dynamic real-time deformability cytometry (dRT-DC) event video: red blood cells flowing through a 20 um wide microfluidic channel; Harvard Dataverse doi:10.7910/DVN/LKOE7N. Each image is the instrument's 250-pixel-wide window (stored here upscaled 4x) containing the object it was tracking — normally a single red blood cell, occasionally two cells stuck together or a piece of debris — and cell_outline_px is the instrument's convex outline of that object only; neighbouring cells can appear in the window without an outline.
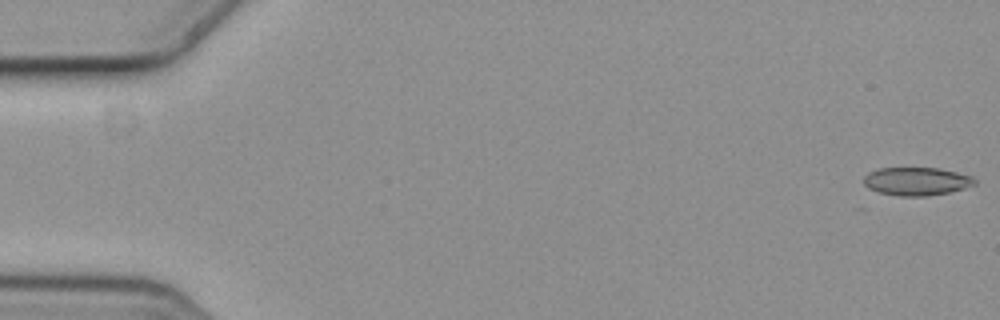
{"species": "common noctule bat (a hibernating species)", "species_latin": "Nyctalus noctula", "temperature_condition": "cold", "stored_images_in_passage": 7, "camera_frame_rate_fps": 3000, "um_per_image_px": 0.085, "animal": {"sex": "female", "body_mass_g": 19.3, "forearm_length_mm": 54.1}, "frame": {"image": 1, "passage_image": 1, "time_ms": 0.0, "image_size_px": [1000, 320], "cell_outline_px": [[976, 184], [964, 188], [948, 192], [924, 196], [900, 196], [880, 192], [868, 188], [864, 184], [864, 176], [868, 172], [880, 168], [936, 168], [956, 172], [972, 176], [976, 180]], "centroid_in_image_um": [77.9, 15.41], "position_along_channel_um": 7.1, "area_um2": 18.03}}
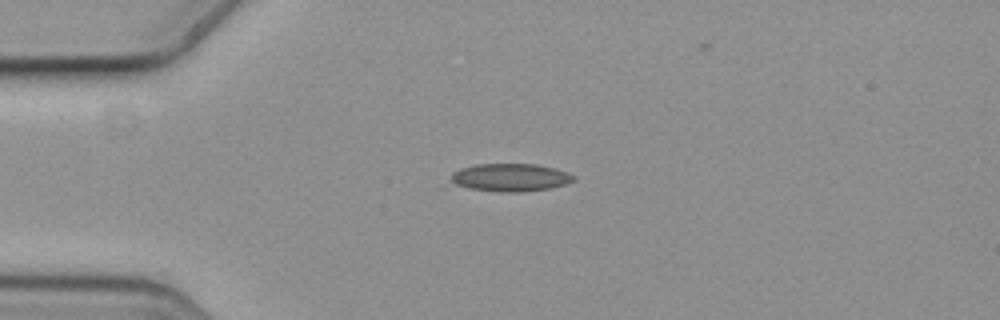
{"frame": {"image": 2, "passage_image": 5, "time_ms": 1.333, "image_size_px": [1000, 320], "cell_outline_px": [[576, 180], [564, 184], [548, 188], [524, 192], [500, 192], [472, 188], [456, 184], [452, 180], [452, 172], [460, 168], [476, 164], [536, 164], [556, 168], [576, 176]], "centroid_in_image_um": [43.42, 15.07], "position_along_channel_um": 41.6, "area_um2": 19.77}}
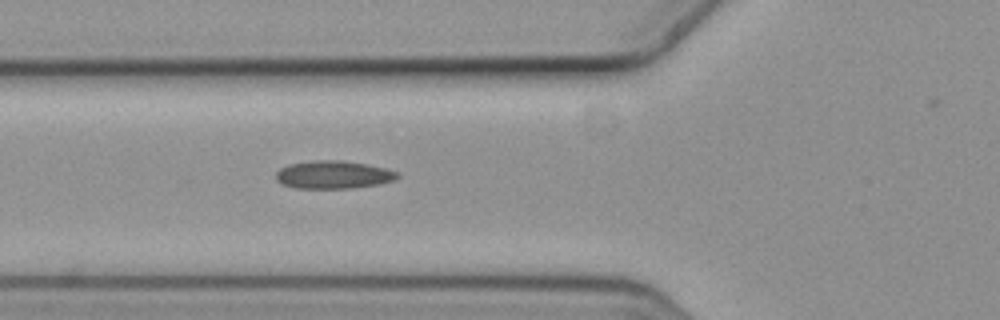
{"frame": {"image": 3, "passage_image": 7, "time_ms": 2.0, "image_size_px": [1000, 320], "cell_outline_px": [[400, 176], [396, 180], [380, 184], [352, 188], [296, 188], [284, 184], [276, 180], [276, 172], [280, 168], [288, 164], [312, 160], [340, 160], [368, 164], [384, 168], [396, 172]], "centroid_in_image_um": [28.34, 14.84], "position_along_channel_um": 97.5, "area_um2": 19.83}}